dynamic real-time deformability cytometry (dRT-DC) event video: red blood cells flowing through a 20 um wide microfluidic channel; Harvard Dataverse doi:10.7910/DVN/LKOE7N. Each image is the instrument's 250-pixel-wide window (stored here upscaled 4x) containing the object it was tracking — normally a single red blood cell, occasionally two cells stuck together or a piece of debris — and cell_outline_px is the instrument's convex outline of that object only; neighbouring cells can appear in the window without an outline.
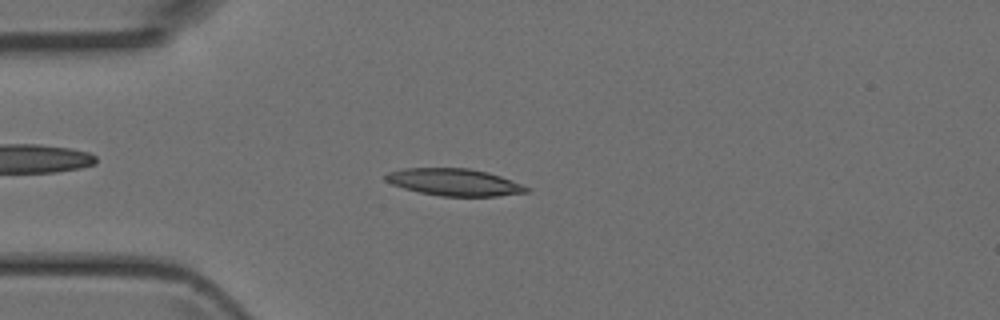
{"species": "Egyptian fruit bat (a non-hibernating species)", "species_latin": "Rousettus aegyptiacus", "temperature_condition": "room temperature", "stored_images_in_passage": 46, "camera_frame_rate_fps": 3000, "um_per_image_px": 0.085, "animal": {"sex": "female"}, "frame": {"image": 1, "passage_image": 11, "time_ms": 3.333, "image_size_px": [1000, 320], "cell_outline_px": [[532, 188], [528, 192], [500, 196], [440, 196], [420, 192], [404, 188], [392, 184], [384, 180], [384, 176], [388, 172], [404, 168], [468, 168], [488, 172], [500, 176]], "centroid_in_image_um": [38.63, 15.48], "position_along_channel_um": 46.4, "area_um2": 22.25}}
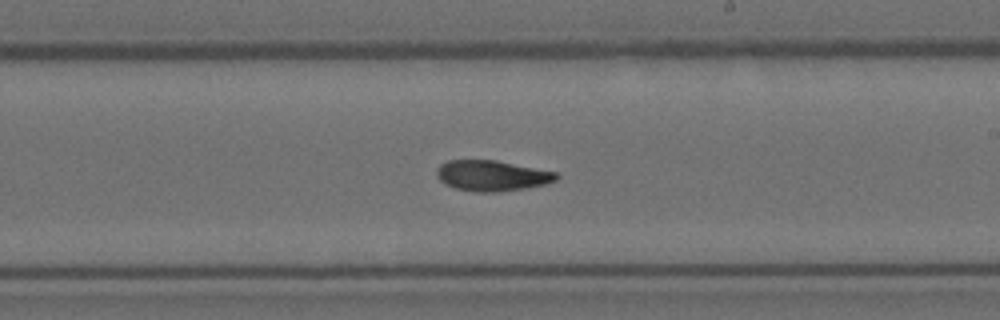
{"frame": {"image": 2, "passage_image": 26, "time_ms": 8.333, "image_size_px": [1000, 320], "cell_outline_px": [[560, 176], [556, 180], [544, 184], [528, 188], [496, 192], [476, 192], [456, 188], [444, 184], [436, 176], [436, 168], [440, 164], [448, 160], [496, 160], [556, 172]], "centroid_in_image_um": [41.79, 14.93], "position_along_channel_um": 247.2, "area_um2": 21.44}}
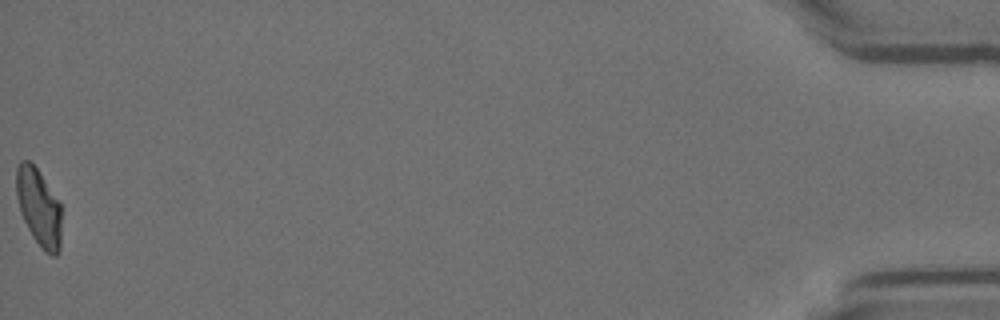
{"frame": {"image": 3, "passage_image": 46, "time_ms": 15.0, "image_size_px": [1000, 320], "cell_outline_px": [[60, 248], [56, 256], [52, 256], [44, 252], [32, 236], [20, 212], [16, 196], [16, 168], [20, 160], [28, 160], [36, 168], [60, 204]], "centroid_in_image_um": [3.27, 17.64], "position_along_channel_um": 431.9, "area_um2": 20.11}}